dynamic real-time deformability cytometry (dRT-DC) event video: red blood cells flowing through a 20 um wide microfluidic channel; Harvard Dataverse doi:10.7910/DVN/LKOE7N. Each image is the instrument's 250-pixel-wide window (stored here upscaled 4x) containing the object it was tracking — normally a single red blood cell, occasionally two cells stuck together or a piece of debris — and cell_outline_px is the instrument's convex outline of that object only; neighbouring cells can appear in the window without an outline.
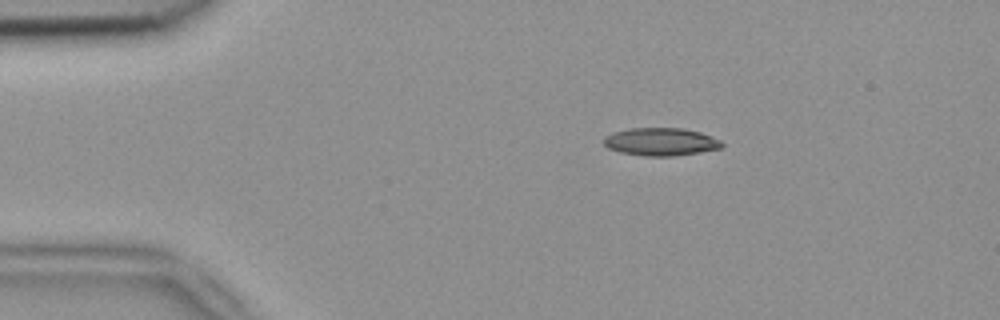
{"species": "common noctule bat (a hibernating species)", "species_latin": "Nyctalus noctula", "temperature_condition": "room temperature", "stored_images_in_passage": 3, "camera_frame_rate_fps": 3000, "um_per_image_px": 0.085, "animal": {"sex": "female", "body_mass_g": 18.4}, "frame": {"image": 1, "passage_image": 2, "time_ms": 0.333, "image_size_px": [1000, 320], "cell_outline_px": [[724, 144], [720, 148], [700, 152], [672, 156], [648, 156], [620, 152], [608, 148], [604, 144], [604, 136], [612, 132], [628, 128], [684, 128], [700, 132], [712, 136], [720, 140]], "centroid_in_image_um": [56.16, 12.04], "position_along_channel_um": 28.8, "area_um2": 19.19}}